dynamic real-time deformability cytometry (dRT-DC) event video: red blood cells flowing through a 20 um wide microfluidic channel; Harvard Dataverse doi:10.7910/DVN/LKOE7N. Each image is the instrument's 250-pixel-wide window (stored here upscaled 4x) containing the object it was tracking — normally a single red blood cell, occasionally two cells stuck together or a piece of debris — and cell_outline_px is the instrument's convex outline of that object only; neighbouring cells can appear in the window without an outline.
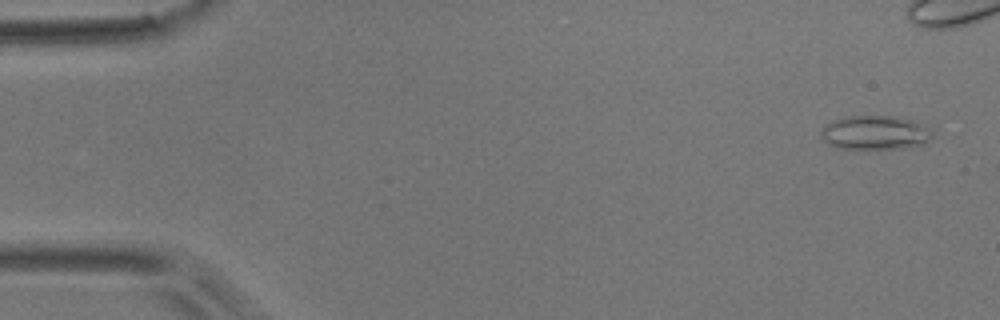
{"species": "common noctule bat (a hibernating species)", "species_latin": "Nyctalus noctula", "temperature_condition": "room temperature", "stored_images_in_passage": 8, "camera_frame_rate_fps": 3000, "um_per_image_px": 0.085, "animal": {"sex": "male", "body_mass_g": 17.9}, "frame": {"image": 1, "passage_image": 2, "time_ms": 0.333, "image_size_px": [1000, 320], "cell_outline_px": [[932, 136], [924, 144], [900, 148], [836, 148], [828, 144], [820, 136], [820, 132], [828, 124], [836, 120], [848, 116], [892, 116], [912, 120], [928, 128]], "centroid_in_image_um": [74.36, 11.28], "position_along_channel_um": 10.6, "area_um2": 21.62}}